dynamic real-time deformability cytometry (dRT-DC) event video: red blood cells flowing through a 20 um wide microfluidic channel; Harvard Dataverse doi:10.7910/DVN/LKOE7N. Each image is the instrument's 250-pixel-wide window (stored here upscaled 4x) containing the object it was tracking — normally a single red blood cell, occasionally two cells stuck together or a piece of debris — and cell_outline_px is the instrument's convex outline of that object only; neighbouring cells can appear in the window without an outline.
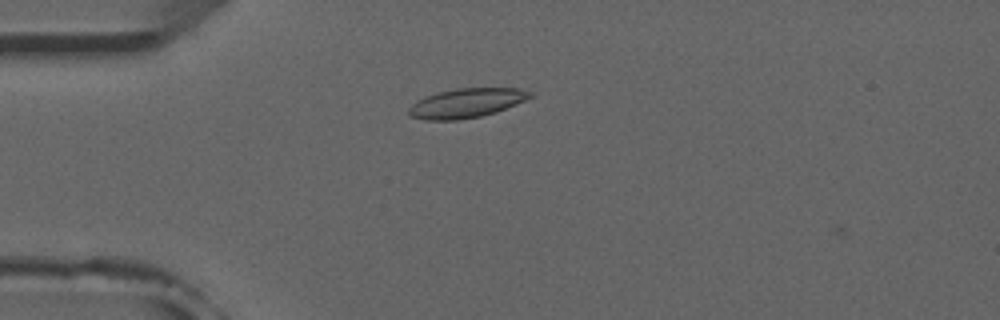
{"species": "common noctule bat (a hibernating species)", "species_latin": "Nyctalus noctula", "temperature_condition": "room temperature", "stored_images_in_passage": 43, "camera_frame_rate_fps": 3000, "um_per_image_px": 0.085, "animal": {"sex": "male", "forearm_length_mm": 52.5}, "frame": {"image": 1, "passage_image": 4, "time_ms": 1.0, "image_size_px": [1000, 320], "cell_outline_px": [[536, 96], [496, 112], [480, 116], [456, 120], [424, 120], [408, 116], [408, 108], [416, 100], [440, 92], [456, 88], [520, 88], [532, 92]], "centroid_in_image_um": [39.66, 8.76], "position_along_channel_um": 45.3, "area_um2": 20.81}}
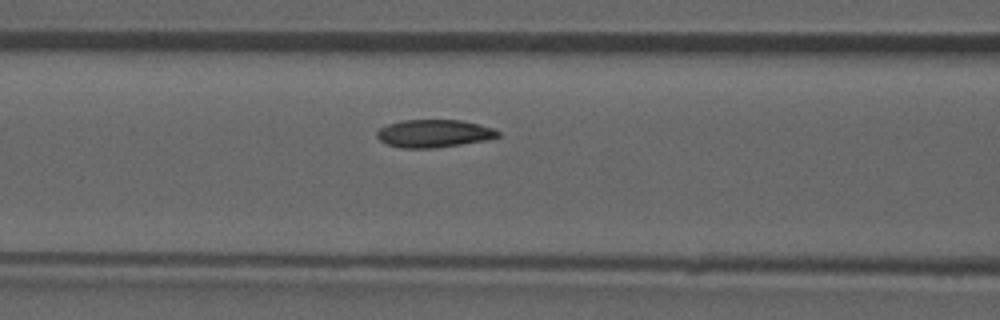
{"frame": {"image": 2, "passage_image": 12, "time_ms": 3.667, "image_size_px": [1000, 320], "cell_outline_px": [[500, 136], [484, 140], [436, 148], [404, 148], [388, 144], [380, 140], [376, 136], [376, 132], [380, 128], [388, 124], [400, 120], [460, 120], [480, 124], [492, 128], [500, 132]], "centroid_in_image_um": [36.87, 11.34], "position_along_channel_um": 129.7, "area_um2": 19.48}}
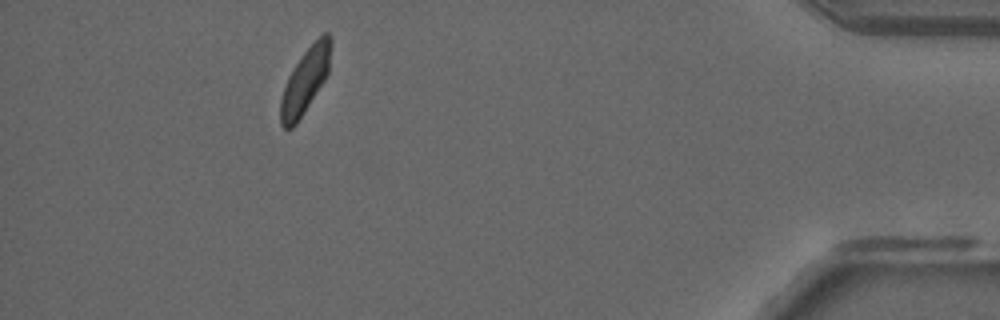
{"frame": {"image": 3, "passage_image": 38, "time_ms": 12.333, "image_size_px": [1000, 320], "cell_outline_px": [[332, 44], [328, 72], [324, 80], [296, 124], [292, 128], [284, 128], [280, 124], [280, 100], [288, 76], [300, 56], [324, 32], [328, 32], [332, 40]], "centroid_in_image_um": [25.94, 6.85], "position_along_channel_um": 409.3, "area_um2": 18.79}, "authors_computed_cell_mechanics": {"area_um2": 19.652, "velocity_mm_per_s": 3.8945, "shape_relaxation_time_tau1_ms": 2.4865, "shape_relaxation_time_tau2_ms": 1.506, "deformation_change_tau1": 0.1097, "deformation_change_tau2": 0.0661}}